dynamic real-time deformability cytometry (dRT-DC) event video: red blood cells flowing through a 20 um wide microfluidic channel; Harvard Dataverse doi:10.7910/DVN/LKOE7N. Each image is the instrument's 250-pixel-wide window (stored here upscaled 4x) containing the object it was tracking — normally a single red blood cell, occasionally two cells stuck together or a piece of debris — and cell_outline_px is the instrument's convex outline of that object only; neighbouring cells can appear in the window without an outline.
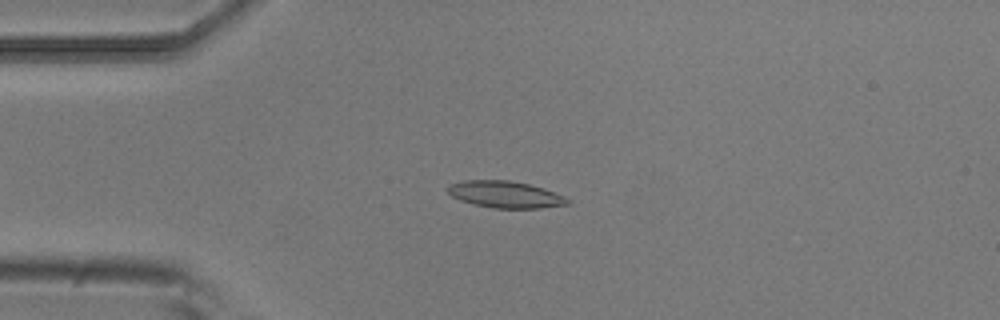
{"species": "common noctule bat (a hibernating species)", "species_latin": "Nyctalus noctula", "temperature_condition": "room temperature", "stored_images_in_passage": 4, "camera_frame_rate_fps": 3000, "um_per_image_px": 0.085, "animal": {"sex": "male", "body_mass_g": 20.5, "forearm_length_mm": 52.5}, "frame": {"image": 1, "passage_image": 4, "time_ms": 1.0, "image_size_px": [1000, 320], "cell_outline_px": [[572, 204], [540, 208], [492, 208], [472, 204], [460, 200], [452, 196], [448, 192], [448, 184], [464, 180], [508, 180], [528, 184], [544, 188], [564, 196], [572, 200]], "centroid_in_image_um": [42.97, 16.53], "position_along_channel_um": 42.0, "area_um2": 18.84}}